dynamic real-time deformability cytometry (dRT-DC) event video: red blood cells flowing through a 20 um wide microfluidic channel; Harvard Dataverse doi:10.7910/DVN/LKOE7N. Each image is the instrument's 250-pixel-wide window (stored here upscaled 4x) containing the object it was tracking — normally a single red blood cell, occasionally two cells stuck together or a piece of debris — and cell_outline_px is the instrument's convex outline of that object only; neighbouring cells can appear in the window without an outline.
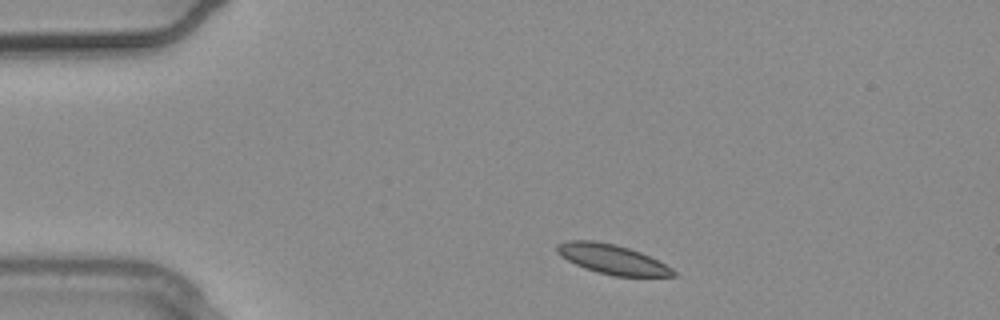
{"species": "common noctule bat (a hibernating species)", "species_latin": "Nyctalus noctula", "temperature_condition": "warm", "stored_images_in_passage": 2, "camera_frame_rate_fps": 3000, "um_per_image_px": 0.085, "animal": {"sex": "male", "body_mass_g": 20.4}, "frame": {"image": 1, "passage_image": 1, "time_ms": 0.0, "image_size_px": [1000, 320], "cell_outline_px": [[676, 276], [616, 276], [596, 272], [584, 268], [560, 256], [556, 252], [556, 244], [568, 240], [596, 240], [616, 244], [640, 252], [672, 268], [676, 272]], "centroid_in_image_um": [51.99, 22.02], "position_along_channel_um": 33.0, "area_um2": 20.0}}
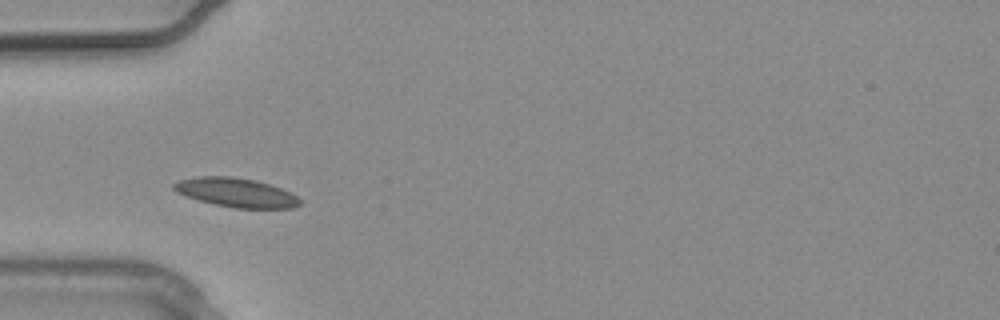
{"frame": {"image": 2, "passage_image": 2, "time_ms": 0.333, "image_size_px": [1000, 320], "cell_outline_px": [[304, 200], [300, 204], [292, 208], [232, 208], [184, 196], [176, 192], [172, 188], [172, 184], [180, 180], [200, 176], [232, 176], [256, 180], [280, 188]], "centroid_in_image_um": [20.06, 16.36], "position_along_channel_um": 64.9, "area_um2": 21.33}}